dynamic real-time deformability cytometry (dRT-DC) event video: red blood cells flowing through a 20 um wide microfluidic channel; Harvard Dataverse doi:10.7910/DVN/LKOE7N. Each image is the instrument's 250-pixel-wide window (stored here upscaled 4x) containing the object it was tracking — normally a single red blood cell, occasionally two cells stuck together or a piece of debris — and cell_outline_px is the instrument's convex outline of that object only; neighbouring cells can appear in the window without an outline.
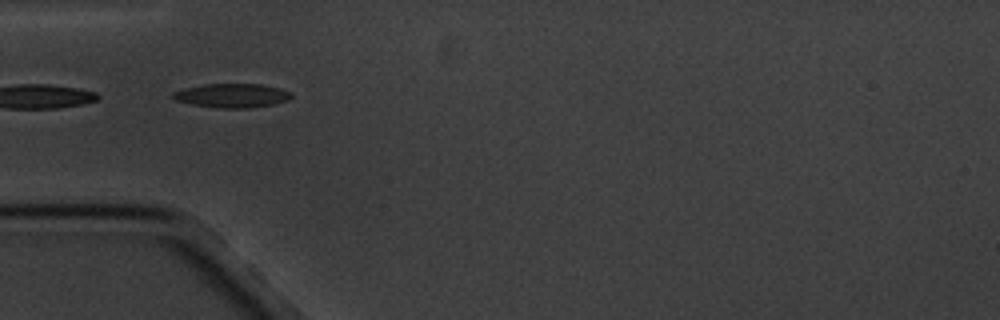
{"species": "common noctule bat (a hibernating species)", "species_latin": "Nyctalus noctula", "temperature_condition": "cold", "stored_images_in_passage": 5, "segment_of_instrument_passage": [2, 2], "camera_frame_rate_fps": 3000, "um_per_image_px": 0.085, "animal": {"sex": "male", "body_mass_g": 20.1, "forearm_length_mm": 53.5}, "frame": {"image": 1, "passage_image": 5, "time_ms": 5.333, "image_size_px": [1000, 320], "cell_outline_px": [[292, 96], [288, 100], [272, 104], [248, 108], [220, 108], [192, 104], [176, 100], [172, 96], [172, 92], [184, 88], [204, 84], [260, 84], [280, 88], [292, 92]], "centroid_in_image_um": [19.73, 8.11], "position_along_channel_um": 65.3, "area_um2": 16.47}}